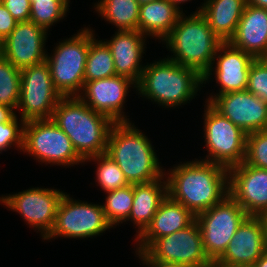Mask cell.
Wrapping results in <instances>:
<instances>
[{
  "mask_svg": "<svg viewBox=\"0 0 267 267\" xmlns=\"http://www.w3.org/2000/svg\"><path fill=\"white\" fill-rule=\"evenodd\" d=\"M167 194L195 216L221 202L228 191V169L200 159L168 169Z\"/></svg>",
  "mask_w": 267,
  "mask_h": 267,
  "instance_id": "1",
  "label": "cell"
},
{
  "mask_svg": "<svg viewBox=\"0 0 267 267\" xmlns=\"http://www.w3.org/2000/svg\"><path fill=\"white\" fill-rule=\"evenodd\" d=\"M154 61V62H153ZM145 65L136 93L162 108H177L190 103L205 87L203 76L196 70L166 58ZM202 87V88H201ZM190 101V102H189Z\"/></svg>",
  "mask_w": 267,
  "mask_h": 267,
  "instance_id": "2",
  "label": "cell"
},
{
  "mask_svg": "<svg viewBox=\"0 0 267 267\" xmlns=\"http://www.w3.org/2000/svg\"><path fill=\"white\" fill-rule=\"evenodd\" d=\"M151 142L132 121L112 126L106 153L116 162L129 184L148 183L165 174Z\"/></svg>",
  "mask_w": 267,
  "mask_h": 267,
  "instance_id": "3",
  "label": "cell"
},
{
  "mask_svg": "<svg viewBox=\"0 0 267 267\" xmlns=\"http://www.w3.org/2000/svg\"><path fill=\"white\" fill-rule=\"evenodd\" d=\"M51 120L70 138L83 160L106 152L114 122L94 111L78 96L62 97Z\"/></svg>",
  "mask_w": 267,
  "mask_h": 267,
  "instance_id": "4",
  "label": "cell"
},
{
  "mask_svg": "<svg viewBox=\"0 0 267 267\" xmlns=\"http://www.w3.org/2000/svg\"><path fill=\"white\" fill-rule=\"evenodd\" d=\"M170 51L168 59L198 71L202 76L213 63L218 47L223 43L211 30L206 18L198 13L178 18L172 31L161 41ZM173 54V55H172Z\"/></svg>",
  "mask_w": 267,
  "mask_h": 267,
  "instance_id": "5",
  "label": "cell"
},
{
  "mask_svg": "<svg viewBox=\"0 0 267 267\" xmlns=\"http://www.w3.org/2000/svg\"><path fill=\"white\" fill-rule=\"evenodd\" d=\"M94 31L91 27H83L72 37L56 43L52 55L47 52L51 78L62 97L79 96L83 90L88 49L96 36Z\"/></svg>",
  "mask_w": 267,
  "mask_h": 267,
  "instance_id": "6",
  "label": "cell"
},
{
  "mask_svg": "<svg viewBox=\"0 0 267 267\" xmlns=\"http://www.w3.org/2000/svg\"><path fill=\"white\" fill-rule=\"evenodd\" d=\"M22 152L32 156L39 164L67 168L84 165L70 138L51 119L24 123Z\"/></svg>",
  "mask_w": 267,
  "mask_h": 267,
  "instance_id": "7",
  "label": "cell"
},
{
  "mask_svg": "<svg viewBox=\"0 0 267 267\" xmlns=\"http://www.w3.org/2000/svg\"><path fill=\"white\" fill-rule=\"evenodd\" d=\"M203 131L206 157L200 160L227 169L245 161L247 134L205 101Z\"/></svg>",
  "mask_w": 267,
  "mask_h": 267,
  "instance_id": "8",
  "label": "cell"
},
{
  "mask_svg": "<svg viewBox=\"0 0 267 267\" xmlns=\"http://www.w3.org/2000/svg\"><path fill=\"white\" fill-rule=\"evenodd\" d=\"M111 228L113 227L107 221L100 202L96 204L77 200L66 192L59 202L53 228L43 241H51L58 237L76 240L93 239Z\"/></svg>",
  "mask_w": 267,
  "mask_h": 267,
  "instance_id": "9",
  "label": "cell"
},
{
  "mask_svg": "<svg viewBox=\"0 0 267 267\" xmlns=\"http://www.w3.org/2000/svg\"><path fill=\"white\" fill-rule=\"evenodd\" d=\"M247 216L245 210L230 195L196 216L204 251L212 263L223 255Z\"/></svg>",
  "mask_w": 267,
  "mask_h": 267,
  "instance_id": "10",
  "label": "cell"
},
{
  "mask_svg": "<svg viewBox=\"0 0 267 267\" xmlns=\"http://www.w3.org/2000/svg\"><path fill=\"white\" fill-rule=\"evenodd\" d=\"M21 90L17 106L20 118L26 122L51 119L55 106L62 98L55 89L46 60L20 70Z\"/></svg>",
  "mask_w": 267,
  "mask_h": 267,
  "instance_id": "11",
  "label": "cell"
},
{
  "mask_svg": "<svg viewBox=\"0 0 267 267\" xmlns=\"http://www.w3.org/2000/svg\"><path fill=\"white\" fill-rule=\"evenodd\" d=\"M65 192L54 188L33 187L14 194H4L0 203L19 214L26 225L44 239L52 230L59 202Z\"/></svg>",
  "mask_w": 267,
  "mask_h": 267,
  "instance_id": "12",
  "label": "cell"
},
{
  "mask_svg": "<svg viewBox=\"0 0 267 267\" xmlns=\"http://www.w3.org/2000/svg\"><path fill=\"white\" fill-rule=\"evenodd\" d=\"M145 252L159 261L184 264L189 267H213L204 248L199 224L157 238Z\"/></svg>",
  "mask_w": 267,
  "mask_h": 267,
  "instance_id": "13",
  "label": "cell"
},
{
  "mask_svg": "<svg viewBox=\"0 0 267 267\" xmlns=\"http://www.w3.org/2000/svg\"><path fill=\"white\" fill-rule=\"evenodd\" d=\"M254 59L251 54L233 47L229 42H223L218 47L209 70L203 75L204 85L209 84L214 76L219 90H216L217 94L212 92L205 101L210 102L215 95L246 90Z\"/></svg>",
  "mask_w": 267,
  "mask_h": 267,
  "instance_id": "14",
  "label": "cell"
},
{
  "mask_svg": "<svg viewBox=\"0 0 267 267\" xmlns=\"http://www.w3.org/2000/svg\"><path fill=\"white\" fill-rule=\"evenodd\" d=\"M131 88L135 90L137 88L132 80L115 75L84 82L83 90L78 97L94 111L107 116L114 123L131 122L129 115L124 112L126 97Z\"/></svg>",
  "mask_w": 267,
  "mask_h": 267,
  "instance_id": "15",
  "label": "cell"
},
{
  "mask_svg": "<svg viewBox=\"0 0 267 267\" xmlns=\"http://www.w3.org/2000/svg\"><path fill=\"white\" fill-rule=\"evenodd\" d=\"M229 195L248 215L260 216L267 211V169L242 162L228 169Z\"/></svg>",
  "mask_w": 267,
  "mask_h": 267,
  "instance_id": "16",
  "label": "cell"
},
{
  "mask_svg": "<svg viewBox=\"0 0 267 267\" xmlns=\"http://www.w3.org/2000/svg\"><path fill=\"white\" fill-rule=\"evenodd\" d=\"M246 134L267 130V103L251 92H229L209 102Z\"/></svg>",
  "mask_w": 267,
  "mask_h": 267,
  "instance_id": "17",
  "label": "cell"
},
{
  "mask_svg": "<svg viewBox=\"0 0 267 267\" xmlns=\"http://www.w3.org/2000/svg\"><path fill=\"white\" fill-rule=\"evenodd\" d=\"M48 35L46 29L30 20L18 22L3 41L2 55L20 70L44 62Z\"/></svg>",
  "mask_w": 267,
  "mask_h": 267,
  "instance_id": "18",
  "label": "cell"
},
{
  "mask_svg": "<svg viewBox=\"0 0 267 267\" xmlns=\"http://www.w3.org/2000/svg\"><path fill=\"white\" fill-rule=\"evenodd\" d=\"M110 38L103 41L111 51L116 75L129 78L137 85L146 64H142V58L146 54L147 37L138 30H116Z\"/></svg>",
  "mask_w": 267,
  "mask_h": 267,
  "instance_id": "19",
  "label": "cell"
},
{
  "mask_svg": "<svg viewBox=\"0 0 267 267\" xmlns=\"http://www.w3.org/2000/svg\"><path fill=\"white\" fill-rule=\"evenodd\" d=\"M267 250L260 216L248 215L240 224L223 255L213 264H250Z\"/></svg>",
  "mask_w": 267,
  "mask_h": 267,
  "instance_id": "20",
  "label": "cell"
},
{
  "mask_svg": "<svg viewBox=\"0 0 267 267\" xmlns=\"http://www.w3.org/2000/svg\"><path fill=\"white\" fill-rule=\"evenodd\" d=\"M195 220L196 216L188 208L167 194L161 201L150 225L134 240L135 249L145 251L157 238L182 230Z\"/></svg>",
  "mask_w": 267,
  "mask_h": 267,
  "instance_id": "21",
  "label": "cell"
},
{
  "mask_svg": "<svg viewBox=\"0 0 267 267\" xmlns=\"http://www.w3.org/2000/svg\"><path fill=\"white\" fill-rule=\"evenodd\" d=\"M229 43L254 58L267 55V9L246 4Z\"/></svg>",
  "mask_w": 267,
  "mask_h": 267,
  "instance_id": "22",
  "label": "cell"
},
{
  "mask_svg": "<svg viewBox=\"0 0 267 267\" xmlns=\"http://www.w3.org/2000/svg\"><path fill=\"white\" fill-rule=\"evenodd\" d=\"M167 196V180L165 174L157 180L134 184V199L127 222L134 224L139 237L152 222L161 201Z\"/></svg>",
  "mask_w": 267,
  "mask_h": 267,
  "instance_id": "23",
  "label": "cell"
},
{
  "mask_svg": "<svg viewBox=\"0 0 267 267\" xmlns=\"http://www.w3.org/2000/svg\"><path fill=\"white\" fill-rule=\"evenodd\" d=\"M195 13L201 12L212 32L222 41L234 36L246 5L245 0H203Z\"/></svg>",
  "mask_w": 267,
  "mask_h": 267,
  "instance_id": "24",
  "label": "cell"
},
{
  "mask_svg": "<svg viewBox=\"0 0 267 267\" xmlns=\"http://www.w3.org/2000/svg\"><path fill=\"white\" fill-rule=\"evenodd\" d=\"M182 14L169 0L140 5L138 31L159 43L172 31ZM155 37V38H154Z\"/></svg>",
  "mask_w": 267,
  "mask_h": 267,
  "instance_id": "25",
  "label": "cell"
},
{
  "mask_svg": "<svg viewBox=\"0 0 267 267\" xmlns=\"http://www.w3.org/2000/svg\"><path fill=\"white\" fill-rule=\"evenodd\" d=\"M93 8L116 30H138L140 4L137 0H99Z\"/></svg>",
  "mask_w": 267,
  "mask_h": 267,
  "instance_id": "26",
  "label": "cell"
},
{
  "mask_svg": "<svg viewBox=\"0 0 267 267\" xmlns=\"http://www.w3.org/2000/svg\"><path fill=\"white\" fill-rule=\"evenodd\" d=\"M116 75L113 57L103 40L94 37L90 41L85 65L84 82L109 78Z\"/></svg>",
  "mask_w": 267,
  "mask_h": 267,
  "instance_id": "27",
  "label": "cell"
},
{
  "mask_svg": "<svg viewBox=\"0 0 267 267\" xmlns=\"http://www.w3.org/2000/svg\"><path fill=\"white\" fill-rule=\"evenodd\" d=\"M105 194V204L102 203V208L107 221L114 229L129 218L134 199V184H129Z\"/></svg>",
  "mask_w": 267,
  "mask_h": 267,
  "instance_id": "28",
  "label": "cell"
},
{
  "mask_svg": "<svg viewBox=\"0 0 267 267\" xmlns=\"http://www.w3.org/2000/svg\"><path fill=\"white\" fill-rule=\"evenodd\" d=\"M87 162H94L97 164L95 167L97 168L95 169V182H97L96 185L99 186L104 193L129 185L121 169L106 152L84 160V164Z\"/></svg>",
  "mask_w": 267,
  "mask_h": 267,
  "instance_id": "29",
  "label": "cell"
},
{
  "mask_svg": "<svg viewBox=\"0 0 267 267\" xmlns=\"http://www.w3.org/2000/svg\"><path fill=\"white\" fill-rule=\"evenodd\" d=\"M69 7L70 0H34L29 20L49 31L51 26L67 17Z\"/></svg>",
  "mask_w": 267,
  "mask_h": 267,
  "instance_id": "30",
  "label": "cell"
},
{
  "mask_svg": "<svg viewBox=\"0 0 267 267\" xmlns=\"http://www.w3.org/2000/svg\"><path fill=\"white\" fill-rule=\"evenodd\" d=\"M21 90L20 69L0 55V104L17 113Z\"/></svg>",
  "mask_w": 267,
  "mask_h": 267,
  "instance_id": "31",
  "label": "cell"
},
{
  "mask_svg": "<svg viewBox=\"0 0 267 267\" xmlns=\"http://www.w3.org/2000/svg\"><path fill=\"white\" fill-rule=\"evenodd\" d=\"M244 162L256 168L267 169V130L247 134Z\"/></svg>",
  "mask_w": 267,
  "mask_h": 267,
  "instance_id": "32",
  "label": "cell"
},
{
  "mask_svg": "<svg viewBox=\"0 0 267 267\" xmlns=\"http://www.w3.org/2000/svg\"><path fill=\"white\" fill-rule=\"evenodd\" d=\"M17 114L8 122L0 123V154L11 147L22 152L24 121ZM7 149V150H6Z\"/></svg>",
  "mask_w": 267,
  "mask_h": 267,
  "instance_id": "33",
  "label": "cell"
},
{
  "mask_svg": "<svg viewBox=\"0 0 267 267\" xmlns=\"http://www.w3.org/2000/svg\"><path fill=\"white\" fill-rule=\"evenodd\" d=\"M246 90L267 103V60L265 58L253 60Z\"/></svg>",
  "mask_w": 267,
  "mask_h": 267,
  "instance_id": "34",
  "label": "cell"
},
{
  "mask_svg": "<svg viewBox=\"0 0 267 267\" xmlns=\"http://www.w3.org/2000/svg\"><path fill=\"white\" fill-rule=\"evenodd\" d=\"M17 22L29 21L30 0H0Z\"/></svg>",
  "mask_w": 267,
  "mask_h": 267,
  "instance_id": "35",
  "label": "cell"
},
{
  "mask_svg": "<svg viewBox=\"0 0 267 267\" xmlns=\"http://www.w3.org/2000/svg\"><path fill=\"white\" fill-rule=\"evenodd\" d=\"M18 22L0 1V38L4 41L15 29Z\"/></svg>",
  "mask_w": 267,
  "mask_h": 267,
  "instance_id": "36",
  "label": "cell"
},
{
  "mask_svg": "<svg viewBox=\"0 0 267 267\" xmlns=\"http://www.w3.org/2000/svg\"><path fill=\"white\" fill-rule=\"evenodd\" d=\"M135 256L140 259L141 263L143 266L145 265V267H189L184 264L156 260L151 258L144 250H135Z\"/></svg>",
  "mask_w": 267,
  "mask_h": 267,
  "instance_id": "37",
  "label": "cell"
},
{
  "mask_svg": "<svg viewBox=\"0 0 267 267\" xmlns=\"http://www.w3.org/2000/svg\"><path fill=\"white\" fill-rule=\"evenodd\" d=\"M15 115H16V113L12 109L0 104V123L8 122Z\"/></svg>",
  "mask_w": 267,
  "mask_h": 267,
  "instance_id": "38",
  "label": "cell"
},
{
  "mask_svg": "<svg viewBox=\"0 0 267 267\" xmlns=\"http://www.w3.org/2000/svg\"><path fill=\"white\" fill-rule=\"evenodd\" d=\"M246 4L267 9V0H245Z\"/></svg>",
  "mask_w": 267,
  "mask_h": 267,
  "instance_id": "39",
  "label": "cell"
},
{
  "mask_svg": "<svg viewBox=\"0 0 267 267\" xmlns=\"http://www.w3.org/2000/svg\"><path fill=\"white\" fill-rule=\"evenodd\" d=\"M255 267H267V250L254 263Z\"/></svg>",
  "mask_w": 267,
  "mask_h": 267,
  "instance_id": "40",
  "label": "cell"
},
{
  "mask_svg": "<svg viewBox=\"0 0 267 267\" xmlns=\"http://www.w3.org/2000/svg\"><path fill=\"white\" fill-rule=\"evenodd\" d=\"M213 267H255L250 264H213Z\"/></svg>",
  "mask_w": 267,
  "mask_h": 267,
  "instance_id": "41",
  "label": "cell"
},
{
  "mask_svg": "<svg viewBox=\"0 0 267 267\" xmlns=\"http://www.w3.org/2000/svg\"><path fill=\"white\" fill-rule=\"evenodd\" d=\"M179 11L183 13V8L181 7L185 2H190L191 0H169ZM182 4V5H181Z\"/></svg>",
  "mask_w": 267,
  "mask_h": 267,
  "instance_id": "42",
  "label": "cell"
},
{
  "mask_svg": "<svg viewBox=\"0 0 267 267\" xmlns=\"http://www.w3.org/2000/svg\"><path fill=\"white\" fill-rule=\"evenodd\" d=\"M260 218L263 222L264 225V230H265V240H266V246H267V211H265L264 213H262L260 215Z\"/></svg>",
  "mask_w": 267,
  "mask_h": 267,
  "instance_id": "43",
  "label": "cell"
},
{
  "mask_svg": "<svg viewBox=\"0 0 267 267\" xmlns=\"http://www.w3.org/2000/svg\"><path fill=\"white\" fill-rule=\"evenodd\" d=\"M137 1H138V3H139L140 5H142V4H145V3L154 2V1H156V0H137Z\"/></svg>",
  "mask_w": 267,
  "mask_h": 267,
  "instance_id": "44",
  "label": "cell"
},
{
  "mask_svg": "<svg viewBox=\"0 0 267 267\" xmlns=\"http://www.w3.org/2000/svg\"><path fill=\"white\" fill-rule=\"evenodd\" d=\"M3 52V40L0 38V55H2Z\"/></svg>",
  "mask_w": 267,
  "mask_h": 267,
  "instance_id": "45",
  "label": "cell"
}]
</instances>
